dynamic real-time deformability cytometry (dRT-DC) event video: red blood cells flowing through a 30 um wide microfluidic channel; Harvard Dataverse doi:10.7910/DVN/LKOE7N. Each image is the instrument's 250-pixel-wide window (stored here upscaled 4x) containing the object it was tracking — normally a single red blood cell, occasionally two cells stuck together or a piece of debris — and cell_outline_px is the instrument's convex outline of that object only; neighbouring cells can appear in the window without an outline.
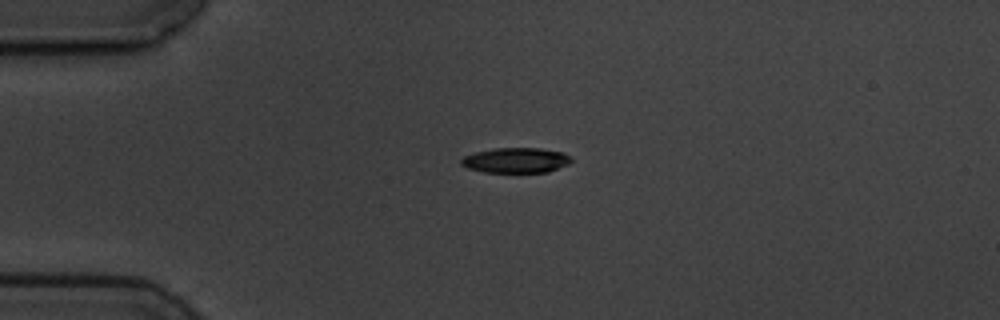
{"species": "common noctule bat (a hibernating species)", "species_latin": "Nyctalus noctula", "temperature_condition": "cold", "stored_images_in_passage": 1, "camera_frame_rate_fps": 3000, "um_per_image_px": 0.085, "animal": {"sex": "male", "body_mass_g": 19.5, "forearm_length_mm": 54.6}, "frame": {"image": 1, "passage_image": 1, "time_ms": 0.0, "image_size_px": [1000, 320], "cell_outline_px": [[572, 160], [568, 164], [548, 172], [484, 172], [468, 168], [460, 164], [460, 160], [464, 156], [476, 152], [492, 148], [540, 148], [564, 152]], "centroid_in_image_um": [43.84, 13.62], "position_along_channel_um": 41.2, "area_um2": 16.13}}